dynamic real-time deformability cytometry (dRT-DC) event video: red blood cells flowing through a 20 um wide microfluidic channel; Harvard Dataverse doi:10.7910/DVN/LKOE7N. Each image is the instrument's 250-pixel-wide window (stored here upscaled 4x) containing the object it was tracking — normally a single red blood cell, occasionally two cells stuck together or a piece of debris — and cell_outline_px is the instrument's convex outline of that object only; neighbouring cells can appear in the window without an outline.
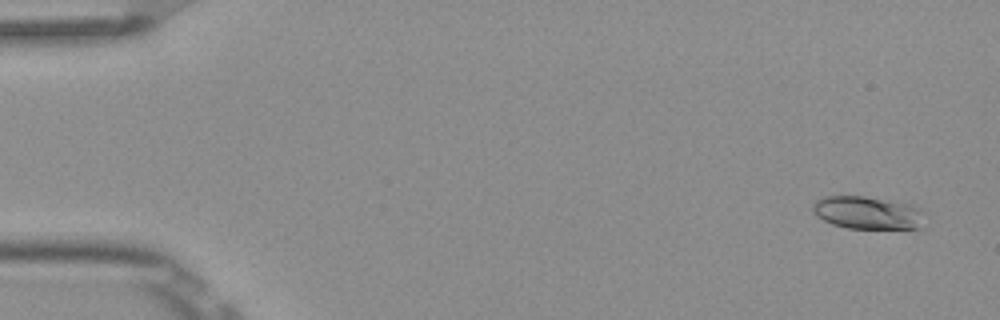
{"species": "Egyptian fruit bat (a non-hibernating species)", "species_latin": "Rousettus aegyptiacus", "temperature_condition": "room temperature", "stored_images_in_passage": 4, "camera_frame_rate_fps": 3000, "um_per_image_px": 0.085, "frame": {"image": 1, "passage_image": 1, "time_ms": 0.0, "image_size_px": [1000, 320], "cell_outline_px": [[924, 228], [848, 228], [832, 224], [816, 216], [812, 212], [812, 204], [816, 200], [824, 196], [864, 196], [912, 204], [920, 208]], "centroid_in_image_um": [73.72, 18.07], "position_along_channel_um": 11.3, "area_um2": 21.44}}